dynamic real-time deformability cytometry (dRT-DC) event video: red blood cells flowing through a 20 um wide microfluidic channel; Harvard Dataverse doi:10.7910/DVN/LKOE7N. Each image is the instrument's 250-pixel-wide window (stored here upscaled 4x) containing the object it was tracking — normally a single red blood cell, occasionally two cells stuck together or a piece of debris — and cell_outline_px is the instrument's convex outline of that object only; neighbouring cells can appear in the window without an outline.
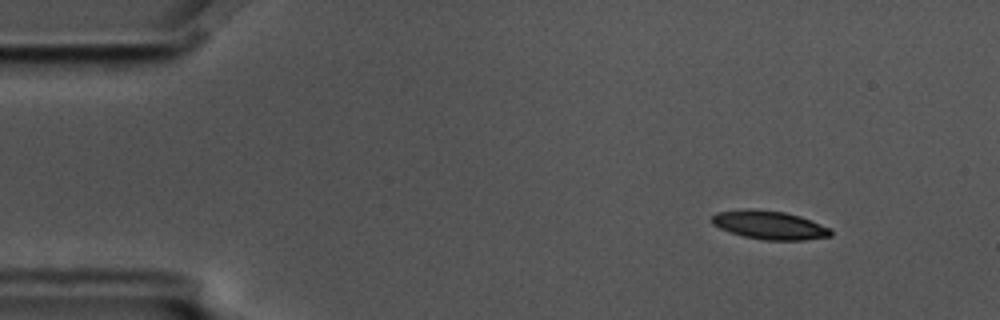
{"species": "common noctule bat (a hibernating species)", "species_latin": "Nyctalus noctula", "temperature_condition": "cold", "stored_images_in_passage": 4, "camera_frame_rate_fps": 3000, "um_per_image_px": 0.085, "animal": {"sex": "male", "body_mass_g": 17.5, "forearm_length_mm": 52.3}, "frame": {"image": 1, "passage_image": 2, "time_ms": 0.333, "image_size_px": [1000, 320], "cell_outline_px": [[832, 236], [804, 240], [764, 240], [744, 236], [720, 228], [712, 224], [708, 220], [716, 212], [744, 208], [748, 208], [784, 212], [800, 216], [832, 228]], "centroid_in_image_um": [65.39, 19.12], "position_along_channel_um": 19.6, "area_um2": 19.94}}